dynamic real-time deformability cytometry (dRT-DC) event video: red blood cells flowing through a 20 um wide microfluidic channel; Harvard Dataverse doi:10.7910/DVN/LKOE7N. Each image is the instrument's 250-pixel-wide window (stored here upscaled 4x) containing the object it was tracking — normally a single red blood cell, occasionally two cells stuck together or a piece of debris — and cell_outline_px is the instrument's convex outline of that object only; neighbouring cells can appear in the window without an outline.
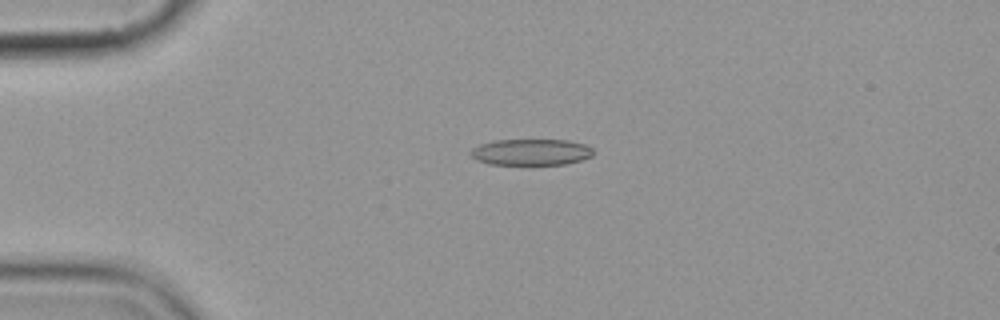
{"species": "common noctule bat (a hibernating species)", "species_latin": "Nyctalus noctula", "temperature_condition": "cold", "stored_images_in_passage": 3, "camera_frame_rate_fps": 3000, "um_per_image_px": 0.085, "animal": {"sex": "female", "body_mass_g": 19.9}, "frame": {"image": 1, "passage_image": 1, "time_ms": 0.0, "image_size_px": [1000, 320], "cell_outline_px": [[592, 156], [580, 160], [564, 164], [488, 164], [476, 160], [468, 152], [472, 148], [480, 144], [496, 140], [568, 140], [584, 144], [592, 148]], "centroid_in_image_um": [45.1, 12.92], "position_along_channel_um": 39.9, "area_um2": 18.67}}
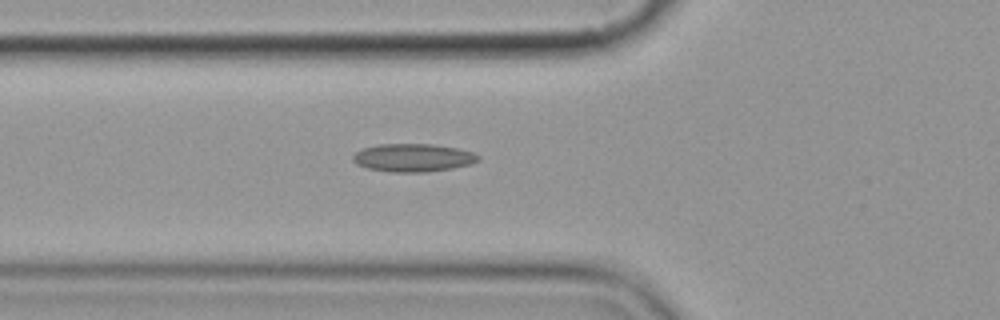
{"frame": {"image": 2, "passage_image": 3, "time_ms": 2.333, "image_size_px": [1000, 320], "cell_outline_px": [[480, 160], [472, 164], [452, 168], [420, 172], [392, 172], [368, 168], [356, 164], [352, 160], [352, 156], [356, 152], [364, 148], [376, 144], [432, 144], [456, 148], [472, 152], [480, 156]], "centroid_in_image_um": [35.11, 13.4], "position_along_channel_um": 90.7, "area_um2": 20.4}}